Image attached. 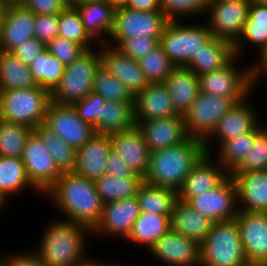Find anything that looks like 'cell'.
Masks as SVG:
<instances>
[{"mask_svg":"<svg viewBox=\"0 0 267 266\" xmlns=\"http://www.w3.org/2000/svg\"><path fill=\"white\" fill-rule=\"evenodd\" d=\"M199 23L185 25L182 20H170L166 25L159 44L176 67H184L213 38L209 26Z\"/></svg>","mask_w":267,"mask_h":266,"instance_id":"obj_6","label":"cell"},{"mask_svg":"<svg viewBox=\"0 0 267 266\" xmlns=\"http://www.w3.org/2000/svg\"><path fill=\"white\" fill-rule=\"evenodd\" d=\"M135 126L133 102L106 101L93 128L95 133L111 135L130 130Z\"/></svg>","mask_w":267,"mask_h":266,"instance_id":"obj_32","label":"cell"},{"mask_svg":"<svg viewBox=\"0 0 267 266\" xmlns=\"http://www.w3.org/2000/svg\"><path fill=\"white\" fill-rule=\"evenodd\" d=\"M205 154L203 140L193 137L170 148L151 152L144 182L178 192L192 168Z\"/></svg>","mask_w":267,"mask_h":266,"instance_id":"obj_2","label":"cell"},{"mask_svg":"<svg viewBox=\"0 0 267 266\" xmlns=\"http://www.w3.org/2000/svg\"><path fill=\"white\" fill-rule=\"evenodd\" d=\"M72 5L77 9L88 35L96 43L97 40L99 44L107 43L114 28L116 7L107 1L76 2Z\"/></svg>","mask_w":267,"mask_h":266,"instance_id":"obj_27","label":"cell"},{"mask_svg":"<svg viewBox=\"0 0 267 266\" xmlns=\"http://www.w3.org/2000/svg\"><path fill=\"white\" fill-rule=\"evenodd\" d=\"M250 96L245 100L235 103L232 108L222 116L212 133L203 141L206 153L213 155V139L219 141V148L225 141L240 134L251 132L258 124L259 118L254 107L249 103ZM249 102V103H248ZM210 142L212 144H210Z\"/></svg>","mask_w":267,"mask_h":266,"instance_id":"obj_17","label":"cell"},{"mask_svg":"<svg viewBox=\"0 0 267 266\" xmlns=\"http://www.w3.org/2000/svg\"><path fill=\"white\" fill-rule=\"evenodd\" d=\"M254 89L257 88L260 78L267 77V65H251ZM267 80V79H266Z\"/></svg>","mask_w":267,"mask_h":266,"instance_id":"obj_56","label":"cell"},{"mask_svg":"<svg viewBox=\"0 0 267 266\" xmlns=\"http://www.w3.org/2000/svg\"><path fill=\"white\" fill-rule=\"evenodd\" d=\"M50 102L51 92L38 85L0 91V119L34 129L44 123Z\"/></svg>","mask_w":267,"mask_h":266,"instance_id":"obj_5","label":"cell"},{"mask_svg":"<svg viewBox=\"0 0 267 266\" xmlns=\"http://www.w3.org/2000/svg\"><path fill=\"white\" fill-rule=\"evenodd\" d=\"M100 64L99 52L91 49L66 65L59 84L51 92V100L73 104L84 99L92 92L94 75Z\"/></svg>","mask_w":267,"mask_h":266,"instance_id":"obj_8","label":"cell"},{"mask_svg":"<svg viewBox=\"0 0 267 266\" xmlns=\"http://www.w3.org/2000/svg\"><path fill=\"white\" fill-rule=\"evenodd\" d=\"M133 107L135 122L179 115L164 82L148 83L134 95Z\"/></svg>","mask_w":267,"mask_h":266,"instance_id":"obj_22","label":"cell"},{"mask_svg":"<svg viewBox=\"0 0 267 266\" xmlns=\"http://www.w3.org/2000/svg\"><path fill=\"white\" fill-rule=\"evenodd\" d=\"M59 22L58 14L35 15L34 37L43 42L46 46L58 36Z\"/></svg>","mask_w":267,"mask_h":266,"instance_id":"obj_50","label":"cell"},{"mask_svg":"<svg viewBox=\"0 0 267 266\" xmlns=\"http://www.w3.org/2000/svg\"><path fill=\"white\" fill-rule=\"evenodd\" d=\"M136 127L142 133L151 152L178 145L189 137L184 116L180 114L167 118L137 121Z\"/></svg>","mask_w":267,"mask_h":266,"instance_id":"obj_20","label":"cell"},{"mask_svg":"<svg viewBox=\"0 0 267 266\" xmlns=\"http://www.w3.org/2000/svg\"><path fill=\"white\" fill-rule=\"evenodd\" d=\"M208 0H161L162 11L170 20L205 13Z\"/></svg>","mask_w":267,"mask_h":266,"instance_id":"obj_46","label":"cell"},{"mask_svg":"<svg viewBox=\"0 0 267 266\" xmlns=\"http://www.w3.org/2000/svg\"><path fill=\"white\" fill-rule=\"evenodd\" d=\"M259 123L251 132L240 134L230 140L225 141L217 150V160L224 169L231 174L244 160L251 146H253L255 136L265 127Z\"/></svg>","mask_w":267,"mask_h":266,"instance_id":"obj_37","label":"cell"},{"mask_svg":"<svg viewBox=\"0 0 267 266\" xmlns=\"http://www.w3.org/2000/svg\"><path fill=\"white\" fill-rule=\"evenodd\" d=\"M33 129L0 119V156L22 158Z\"/></svg>","mask_w":267,"mask_h":266,"instance_id":"obj_41","label":"cell"},{"mask_svg":"<svg viewBox=\"0 0 267 266\" xmlns=\"http://www.w3.org/2000/svg\"><path fill=\"white\" fill-rule=\"evenodd\" d=\"M255 45L258 55L267 47V5L250 2L249 15L243 31L238 40L233 44L234 54L241 57L244 54L245 43Z\"/></svg>","mask_w":267,"mask_h":266,"instance_id":"obj_31","label":"cell"},{"mask_svg":"<svg viewBox=\"0 0 267 266\" xmlns=\"http://www.w3.org/2000/svg\"><path fill=\"white\" fill-rule=\"evenodd\" d=\"M255 63L251 65H267V47L258 55V61Z\"/></svg>","mask_w":267,"mask_h":266,"instance_id":"obj_58","label":"cell"},{"mask_svg":"<svg viewBox=\"0 0 267 266\" xmlns=\"http://www.w3.org/2000/svg\"><path fill=\"white\" fill-rule=\"evenodd\" d=\"M186 203L213 222L235 219L239 211L236 183L229 175L215 189L191 197Z\"/></svg>","mask_w":267,"mask_h":266,"instance_id":"obj_14","label":"cell"},{"mask_svg":"<svg viewBox=\"0 0 267 266\" xmlns=\"http://www.w3.org/2000/svg\"><path fill=\"white\" fill-rule=\"evenodd\" d=\"M6 203L2 200V198L0 197V209L2 210L3 208H5ZM0 210V211H1Z\"/></svg>","mask_w":267,"mask_h":266,"instance_id":"obj_62","label":"cell"},{"mask_svg":"<svg viewBox=\"0 0 267 266\" xmlns=\"http://www.w3.org/2000/svg\"><path fill=\"white\" fill-rule=\"evenodd\" d=\"M94 183L104 205L137 196L140 186L144 183V178L135 173L131 177L122 179L105 174Z\"/></svg>","mask_w":267,"mask_h":266,"instance_id":"obj_36","label":"cell"},{"mask_svg":"<svg viewBox=\"0 0 267 266\" xmlns=\"http://www.w3.org/2000/svg\"><path fill=\"white\" fill-rule=\"evenodd\" d=\"M46 45L36 39H26L22 45H18L11 53L18 57L25 65L30 66L33 60L46 49Z\"/></svg>","mask_w":267,"mask_h":266,"instance_id":"obj_51","label":"cell"},{"mask_svg":"<svg viewBox=\"0 0 267 266\" xmlns=\"http://www.w3.org/2000/svg\"><path fill=\"white\" fill-rule=\"evenodd\" d=\"M36 84L52 92L59 84L65 65L46 48L29 66Z\"/></svg>","mask_w":267,"mask_h":266,"instance_id":"obj_40","label":"cell"},{"mask_svg":"<svg viewBox=\"0 0 267 266\" xmlns=\"http://www.w3.org/2000/svg\"><path fill=\"white\" fill-rule=\"evenodd\" d=\"M259 4H262V5H267V0H253Z\"/></svg>","mask_w":267,"mask_h":266,"instance_id":"obj_64","label":"cell"},{"mask_svg":"<svg viewBox=\"0 0 267 266\" xmlns=\"http://www.w3.org/2000/svg\"><path fill=\"white\" fill-rule=\"evenodd\" d=\"M89 1L99 2V1H107V0H79L78 2H89Z\"/></svg>","mask_w":267,"mask_h":266,"instance_id":"obj_65","label":"cell"},{"mask_svg":"<svg viewBox=\"0 0 267 266\" xmlns=\"http://www.w3.org/2000/svg\"><path fill=\"white\" fill-rule=\"evenodd\" d=\"M2 1L5 2L7 5H12V4H19L23 0H2Z\"/></svg>","mask_w":267,"mask_h":266,"instance_id":"obj_61","label":"cell"},{"mask_svg":"<svg viewBox=\"0 0 267 266\" xmlns=\"http://www.w3.org/2000/svg\"><path fill=\"white\" fill-rule=\"evenodd\" d=\"M159 45V38L139 36L124 40L117 48L127 57L138 61Z\"/></svg>","mask_w":267,"mask_h":266,"instance_id":"obj_49","label":"cell"},{"mask_svg":"<svg viewBox=\"0 0 267 266\" xmlns=\"http://www.w3.org/2000/svg\"><path fill=\"white\" fill-rule=\"evenodd\" d=\"M124 6L138 11H162L161 0H127Z\"/></svg>","mask_w":267,"mask_h":266,"instance_id":"obj_55","label":"cell"},{"mask_svg":"<svg viewBox=\"0 0 267 266\" xmlns=\"http://www.w3.org/2000/svg\"><path fill=\"white\" fill-rule=\"evenodd\" d=\"M44 124L76 150L84 146L95 134L93 126L78 116L72 104H62L52 100Z\"/></svg>","mask_w":267,"mask_h":266,"instance_id":"obj_12","label":"cell"},{"mask_svg":"<svg viewBox=\"0 0 267 266\" xmlns=\"http://www.w3.org/2000/svg\"><path fill=\"white\" fill-rule=\"evenodd\" d=\"M250 2L251 0H208L205 13L213 37L234 44L248 18Z\"/></svg>","mask_w":267,"mask_h":266,"instance_id":"obj_10","label":"cell"},{"mask_svg":"<svg viewBox=\"0 0 267 266\" xmlns=\"http://www.w3.org/2000/svg\"><path fill=\"white\" fill-rule=\"evenodd\" d=\"M36 190L30 183L22 158L0 156V197L7 204L9 198L24 189ZM11 195V196H10Z\"/></svg>","mask_w":267,"mask_h":266,"instance_id":"obj_34","label":"cell"},{"mask_svg":"<svg viewBox=\"0 0 267 266\" xmlns=\"http://www.w3.org/2000/svg\"><path fill=\"white\" fill-rule=\"evenodd\" d=\"M33 131L50 151L58 170L61 173L74 172L77 150L66 144L44 123L38 124Z\"/></svg>","mask_w":267,"mask_h":266,"instance_id":"obj_39","label":"cell"},{"mask_svg":"<svg viewBox=\"0 0 267 266\" xmlns=\"http://www.w3.org/2000/svg\"><path fill=\"white\" fill-rule=\"evenodd\" d=\"M25 251L17 252L10 256L7 255L6 257L0 254L3 266H48L36 251Z\"/></svg>","mask_w":267,"mask_h":266,"instance_id":"obj_52","label":"cell"},{"mask_svg":"<svg viewBox=\"0 0 267 266\" xmlns=\"http://www.w3.org/2000/svg\"><path fill=\"white\" fill-rule=\"evenodd\" d=\"M46 47L65 66L71 64L87 51L81 44L60 36H56Z\"/></svg>","mask_w":267,"mask_h":266,"instance_id":"obj_47","label":"cell"},{"mask_svg":"<svg viewBox=\"0 0 267 266\" xmlns=\"http://www.w3.org/2000/svg\"><path fill=\"white\" fill-rule=\"evenodd\" d=\"M22 161L30 183L36 192L43 193V195L62 175L50 151L34 131L26 142Z\"/></svg>","mask_w":267,"mask_h":266,"instance_id":"obj_13","label":"cell"},{"mask_svg":"<svg viewBox=\"0 0 267 266\" xmlns=\"http://www.w3.org/2000/svg\"><path fill=\"white\" fill-rule=\"evenodd\" d=\"M45 195L53 200L65 219L87 226L91 231L101 219L103 203L94 181L74 172L62 173Z\"/></svg>","mask_w":267,"mask_h":266,"instance_id":"obj_1","label":"cell"},{"mask_svg":"<svg viewBox=\"0 0 267 266\" xmlns=\"http://www.w3.org/2000/svg\"><path fill=\"white\" fill-rule=\"evenodd\" d=\"M235 219L248 264L267 266V212L238 211Z\"/></svg>","mask_w":267,"mask_h":266,"instance_id":"obj_15","label":"cell"},{"mask_svg":"<svg viewBox=\"0 0 267 266\" xmlns=\"http://www.w3.org/2000/svg\"><path fill=\"white\" fill-rule=\"evenodd\" d=\"M98 45L101 48H99L101 65L120 80L133 96L147 87L148 82L137 60L127 57L110 43Z\"/></svg>","mask_w":267,"mask_h":266,"instance_id":"obj_19","label":"cell"},{"mask_svg":"<svg viewBox=\"0 0 267 266\" xmlns=\"http://www.w3.org/2000/svg\"><path fill=\"white\" fill-rule=\"evenodd\" d=\"M237 187L238 210L267 212V170L232 172Z\"/></svg>","mask_w":267,"mask_h":266,"instance_id":"obj_25","label":"cell"},{"mask_svg":"<svg viewBox=\"0 0 267 266\" xmlns=\"http://www.w3.org/2000/svg\"><path fill=\"white\" fill-rule=\"evenodd\" d=\"M239 60L235 55L222 68L198 75L200 92L230 98L235 103L251 96V91L254 90L252 68L249 65L248 68L239 70L240 67L236 64Z\"/></svg>","mask_w":267,"mask_h":266,"instance_id":"obj_7","label":"cell"},{"mask_svg":"<svg viewBox=\"0 0 267 266\" xmlns=\"http://www.w3.org/2000/svg\"><path fill=\"white\" fill-rule=\"evenodd\" d=\"M107 2L111 5H114L117 8L120 6H124L127 0H107Z\"/></svg>","mask_w":267,"mask_h":266,"instance_id":"obj_60","label":"cell"},{"mask_svg":"<svg viewBox=\"0 0 267 266\" xmlns=\"http://www.w3.org/2000/svg\"><path fill=\"white\" fill-rule=\"evenodd\" d=\"M164 83L176 112L185 115L200 93L198 75L186 67H175Z\"/></svg>","mask_w":267,"mask_h":266,"instance_id":"obj_28","label":"cell"},{"mask_svg":"<svg viewBox=\"0 0 267 266\" xmlns=\"http://www.w3.org/2000/svg\"><path fill=\"white\" fill-rule=\"evenodd\" d=\"M111 148L110 135L95 133L77 149L74 173L95 181L106 174L107 154Z\"/></svg>","mask_w":267,"mask_h":266,"instance_id":"obj_26","label":"cell"},{"mask_svg":"<svg viewBox=\"0 0 267 266\" xmlns=\"http://www.w3.org/2000/svg\"><path fill=\"white\" fill-rule=\"evenodd\" d=\"M7 6L8 5L5 2L0 0V32Z\"/></svg>","mask_w":267,"mask_h":266,"instance_id":"obj_59","label":"cell"},{"mask_svg":"<svg viewBox=\"0 0 267 266\" xmlns=\"http://www.w3.org/2000/svg\"><path fill=\"white\" fill-rule=\"evenodd\" d=\"M140 212L171 215L178 192L166 187L154 186L144 182L137 195Z\"/></svg>","mask_w":267,"mask_h":266,"instance_id":"obj_38","label":"cell"},{"mask_svg":"<svg viewBox=\"0 0 267 266\" xmlns=\"http://www.w3.org/2000/svg\"><path fill=\"white\" fill-rule=\"evenodd\" d=\"M75 266H118L117 264H112V263H107V262H100L99 260L97 261L96 259H91L86 257L85 260H82L78 265Z\"/></svg>","mask_w":267,"mask_h":266,"instance_id":"obj_57","label":"cell"},{"mask_svg":"<svg viewBox=\"0 0 267 266\" xmlns=\"http://www.w3.org/2000/svg\"><path fill=\"white\" fill-rule=\"evenodd\" d=\"M106 174L122 179L131 177L134 173L128 164L110 148L107 154Z\"/></svg>","mask_w":267,"mask_h":266,"instance_id":"obj_54","label":"cell"},{"mask_svg":"<svg viewBox=\"0 0 267 266\" xmlns=\"http://www.w3.org/2000/svg\"><path fill=\"white\" fill-rule=\"evenodd\" d=\"M21 4L30 9L35 15L59 14L68 5L64 0H23Z\"/></svg>","mask_w":267,"mask_h":266,"instance_id":"obj_53","label":"cell"},{"mask_svg":"<svg viewBox=\"0 0 267 266\" xmlns=\"http://www.w3.org/2000/svg\"><path fill=\"white\" fill-rule=\"evenodd\" d=\"M233 44L227 40L213 37L184 66L196 75L212 72L225 66L233 57Z\"/></svg>","mask_w":267,"mask_h":266,"instance_id":"obj_30","label":"cell"},{"mask_svg":"<svg viewBox=\"0 0 267 266\" xmlns=\"http://www.w3.org/2000/svg\"><path fill=\"white\" fill-rule=\"evenodd\" d=\"M234 104L230 98L200 92L183 115L188 136L204 141Z\"/></svg>","mask_w":267,"mask_h":266,"instance_id":"obj_11","label":"cell"},{"mask_svg":"<svg viewBox=\"0 0 267 266\" xmlns=\"http://www.w3.org/2000/svg\"><path fill=\"white\" fill-rule=\"evenodd\" d=\"M111 148L128 164L133 173L143 178L148 173L151 151L142 133L134 128L110 135Z\"/></svg>","mask_w":267,"mask_h":266,"instance_id":"obj_23","label":"cell"},{"mask_svg":"<svg viewBox=\"0 0 267 266\" xmlns=\"http://www.w3.org/2000/svg\"><path fill=\"white\" fill-rule=\"evenodd\" d=\"M37 86L25 65L11 52L0 51V91L26 89Z\"/></svg>","mask_w":267,"mask_h":266,"instance_id":"obj_35","label":"cell"},{"mask_svg":"<svg viewBox=\"0 0 267 266\" xmlns=\"http://www.w3.org/2000/svg\"><path fill=\"white\" fill-rule=\"evenodd\" d=\"M236 219L214 222L200 243V266H246Z\"/></svg>","mask_w":267,"mask_h":266,"instance_id":"obj_4","label":"cell"},{"mask_svg":"<svg viewBox=\"0 0 267 266\" xmlns=\"http://www.w3.org/2000/svg\"><path fill=\"white\" fill-rule=\"evenodd\" d=\"M213 221L200 214L186 202L177 200L171 213V229L199 244L210 233Z\"/></svg>","mask_w":267,"mask_h":266,"instance_id":"obj_29","label":"cell"},{"mask_svg":"<svg viewBox=\"0 0 267 266\" xmlns=\"http://www.w3.org/2000/svg\"><path fill=\"white\" fill-rule=\"evenodd\" d=\"M246 266H260V265L247 264Z\"/></svg>","mask_w":267,"mask_h":266,"instance_id":"obj_66","label":"cell"},{"mask_svg":"<svg viewBox=\"0 0 267 266\" xmlns=\"http://www.w3.org/2000/svg\"><path fill=\"white\" fill-rule=\"evenodd\" d=\"M92 231L71 220H55L48 224L35 251L48 266H75L85 260L86 241Z\"/></svg>","mask_w":267,"mask_h":266,"instance_id":"obj_3","label":"cell"},{"mask_svg":"<svg viewBox=\"0 0 267 266\" xmlns=\"http://www.w3.org/2000/svg\"><path fill=\"white\" fill-rule=\"evenodd\" d=\"M213 156L206 153L192 168L178 191L179 200L187 202L191 197L215 189L230 175Z\"/></svg>","mask_w":267,"mask_h":266,"instance_id":"obj_21","label":"cell"},{"mask_svg":"<svg viewBox=\"0 0 267 266\" xmlns=\"http://www.w3.org/2000/svg\"><path fill=\"white\" fill-rule=\"evenodd\" d=\"M35 14L21 3L8 5L0 32V51L11 52L34 37Z\"/></svg>","mask_w":267,"mask_h":266,"instance_id":"obj_24","label":"cell"},{"mask_svg":"<svg viewBox=\"0 0 267 266\" xmlns=\"http://www.w3.org/2000/svg\"><path fill=\"white\" fill-rule=\"evenodd\" d=\"M171 229V215H159L140 212L132 232L126 239L128 242L143 246L149 250L163 235Z\"/></svg>","mask_w":267,"mask_h":266,"instance_id":"obj_33","label":"cell"},{"mask_svg":"<svg viewBox=\"0 0 267 266\" xmlns=\"http://www.w3.org/2000/svg\"><path fill=\"white\" fill-rule=\"evenodd\" d=\"M148 83L164 82L176 67L159 45L138 60Z\"/></svg>","mask_w":267,"mask_h":266,"instance_id":"obj_44","label":"cell"},{"mask_svg":"<svg viewBox=\"0 0 267 266\" xmlns=\"http://www.w3.org/2000/svg\"><path fill=\"white\" fill-rule=\"evenodd\" d=\"M92 92L112 102H133L134 98L128 88L101 64L94 75Z\"/></svg>","mask_w":267,"mask_h":266,"instance_id":"obj_43","label":"cell"},{"mask_svg":"<svg viewBox=\"0 0 267 266\" xmlns=\"http://www.w3.org/2000/svg\"><path fill=\"white\" fill-rule=\"evenodd\" d=\"M169 21L163 11H138L125 6L117 7L114 28L107 43L118 47L124 40L139 36L160 39Z\"/></svg>","mask_w":267,"mask_h":266,"instance_id":"obj_9","label":"cell"},{"mask_svg":"<svg viewBox=\"0 0 267 266\" xmlns=\"http://www.w3.org/2000/svg\"><path fill=\"white\" fill-rule=\"evenodd\" d=\"M58 36L69 41L81 44L86 50L93 49L91 47L93 40L84 29L81 17L77 9L73 5H67L58 14Z\"/></svg>","mask_w":267,"mask_h":266,"instance_id":"obj_42","label":"cell"},{"mask_svg":"<svg viewBox=\"0 0 267 266\" xmlns=\"http://www.w3.org/2000/svg\"><path fill=\"white\" fill-rule=\"evenodd\" d=\"M105 102L106 100L101 95L91 92L84 99L78 100L72 105L78 116L93 126L98 121Z\"/></svg>","mask_w":267,"mask_h":266,"instance_id":"obj_48","label":"cell"},{"mask_svg":"<svg viewBox=\"0 0 267 266\" xmlns=\"http://www.w3.org/2000/svg\"><path fill=\"white\" fill-rule=\"evenodd\" d=\"M68 5H72L76 2H78L79 0H64Z\"/></svg>","mask_w":267,"mask_h":266,"instance_id":"obj_63","label":"cell"},{"mask_svg":"<svg viewBox=\"0 0 267 266\" xmlns=\"http://www.w3.org/2000/svg\"><path fill=\"white\" fill-rule=\"evenodd\" d=\"M148 251L166 266H200V244L172 229Z\"/></svg>","mask_w":267,"mask_h":266,"instance_id":"obj_18","label":"cell"},{"mask_svg":"<svg viewBox=\"0 0 267 266\" xmlns=\"http://www.w3.org/2000/svg\"><path fill=\"white\" fill-rule=\"evenodd\" d=\"M139 215L137 196L106 203L103 205L101 219L92 230V234L127 239Z\"/></svg>","mask_w":267,"mask_h":266,"instance_id":"obj_16","label":"cell"},{"mask_svg":"<svg viewBox=\"0 0 267 266\" xmlns=\"http://www.w3.org/2000/svg\"><path fill=\"white\" fill-rule=\"evenodd\" d=\"M267 170V127L256 136L253 146L246 153L243 162L233 172Z\"/></svg>","mask_w":267,"mask_h":266,"instance_id":"obj_45","label":"cell"}]
</instances>
